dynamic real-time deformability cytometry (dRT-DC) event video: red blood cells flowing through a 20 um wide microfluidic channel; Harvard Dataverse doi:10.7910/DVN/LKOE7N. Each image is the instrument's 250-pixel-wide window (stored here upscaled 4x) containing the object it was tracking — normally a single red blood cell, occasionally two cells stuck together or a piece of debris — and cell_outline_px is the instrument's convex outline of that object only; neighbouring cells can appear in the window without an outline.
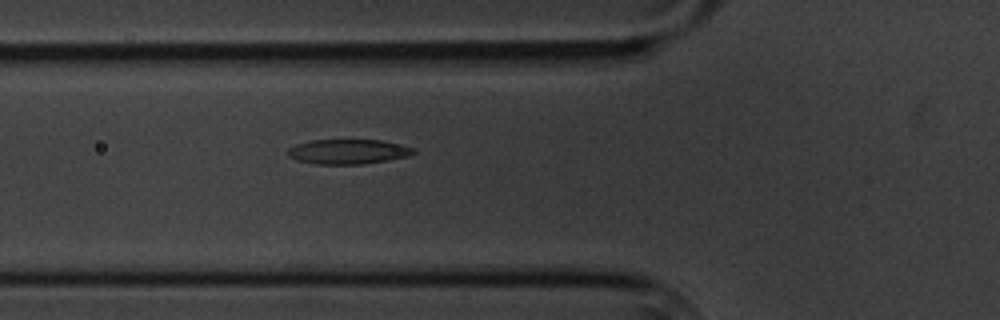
{"species": "common noctule bat (a hibernating species)", "species_latin": "Nyctalus noctula", "temperature_condition": "cold", "stored_images_in_passage": 5, "camera_frame_rate_fps": 3000, "um_per_image_px": 0.085, "animal": {"sex": "male", "body_mass_g": 20.1, "forearm_length_mm": 53.5}, "frame": {"image": 1, "passage_image": 5, "time_ms": 5.667, "image_size_px": [1000, 320], "cell_outline_px": [[416, 152], [408, 156], [388, 160], [364, 164], [316, 164], [296, 160], [288, 156], [288, 148], [296, 144], [312, 140], [380, 140], [416, 148]], "centroid_in_image_um": [29.58, 12.89], "position_along_channel_um": 96.2, "area_um2": 18.15}}